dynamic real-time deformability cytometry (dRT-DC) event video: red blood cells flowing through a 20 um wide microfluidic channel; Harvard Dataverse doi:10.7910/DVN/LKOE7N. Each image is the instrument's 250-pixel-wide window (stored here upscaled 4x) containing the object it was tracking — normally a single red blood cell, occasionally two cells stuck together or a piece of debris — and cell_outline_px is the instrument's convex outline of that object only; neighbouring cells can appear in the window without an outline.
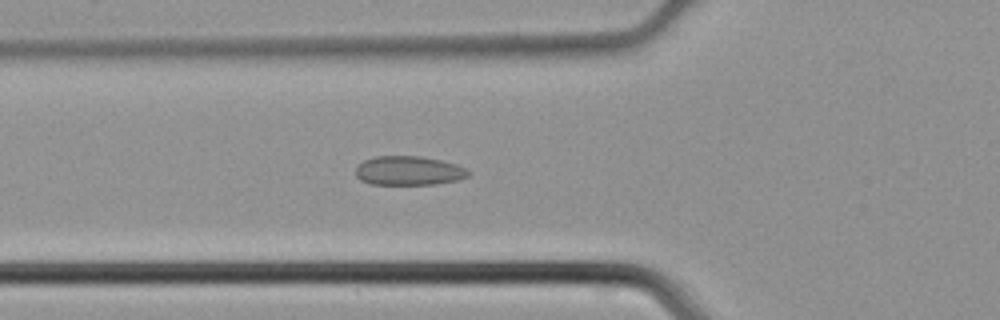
{"species": "common noctule bat (a hibernating species)", "species_latin": "Nyctalus noctula", "temperature_condition": "cold", "stored_images_in_passage": 37, "camera_frame_rate_fps": 3000, "um_per_image_px": 0.085, "animal": {"sex": "male", "body_mass_g": 21.5, "forearm_length_mm": 52.0}, "frame": {"image": 1, "passage_image": 8, "time_ms": 2.333, "image_size_px": [1000, 320], "cell_outline_px": [[472, 172], [468, 176], [460, 180], [436, 184], [372, 184], [360, 180], [356, 176], [356, 168], [364, 160], [376, 156], [420, 156], [440, 160], [456, 164]], "centroid_in_image_um": [34.77, 14.51], "position_along_channel_um": 91.0, "area_um2": 19.13}}
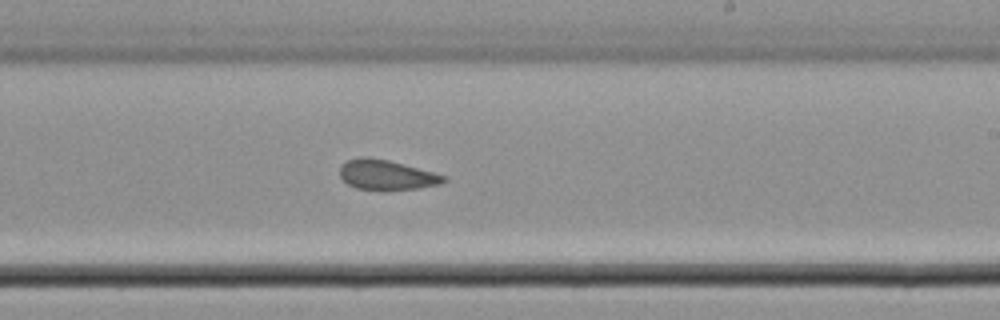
{"frame": {"image": 2, "passage_image": 19, "time_ms": 6.0, "image_size_px": [1000, 320], "cell_outline_px": [[448, 180], [440, 184], [420, 188], [356, 188], [348, 184], [340, 176], [340, 168], [348, 160], [360, 156], [368, 156], [388, 160], [432, 172], [444, 176]], "centroid_in_image_um": [32.84, 14.83], "position_along_channel_um": 256.2, "area_um2": 17.46}}
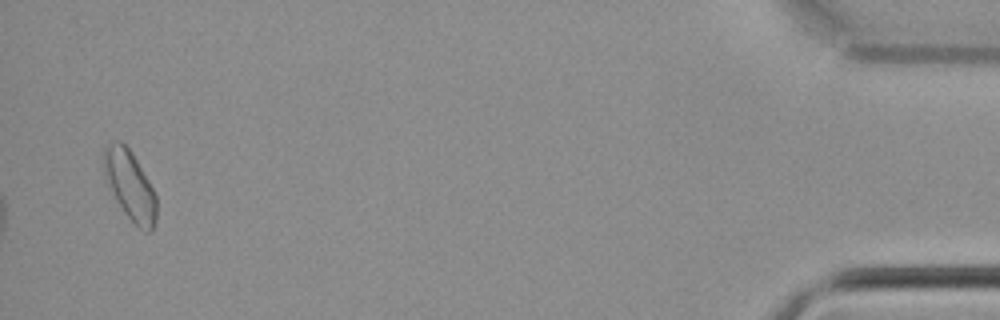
{"frame": {"image": 3, "passage_image": 36, "time_ms": 11.667, "image_size_px": [1000, 320], "cell_outline_px": [[156, 220], [152, 232], [144, 232], [124, 212], [116, 200], [104, 172], [104, 144], [116, 140], [120, 140], [132, 152], [148, 180], [156, 196]], "centroid_in_image_um": [11.06, 15.74], "position_along_channel_um": 424.1, "area_um2": 20.98}}